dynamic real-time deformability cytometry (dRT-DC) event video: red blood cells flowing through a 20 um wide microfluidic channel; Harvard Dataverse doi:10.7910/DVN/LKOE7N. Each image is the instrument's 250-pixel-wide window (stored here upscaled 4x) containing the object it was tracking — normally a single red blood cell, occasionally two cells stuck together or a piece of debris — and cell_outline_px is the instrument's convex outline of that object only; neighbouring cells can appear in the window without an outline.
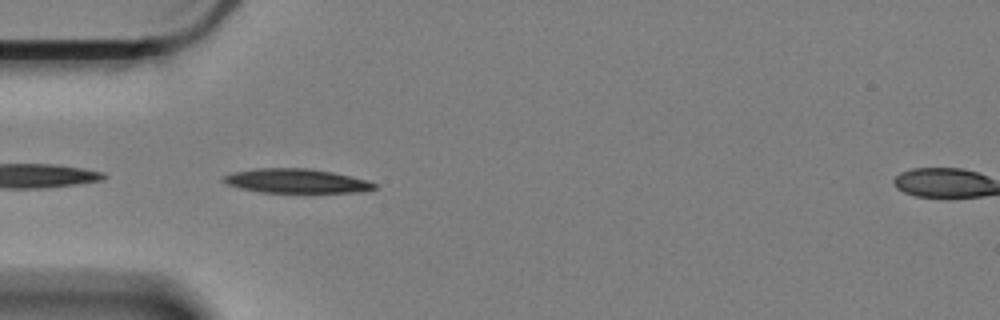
{"species": "Egyptian fruit bat (a non-hibernating species)", "species_latin": "Rousettus aegyptiacus", "temperature_condition": "cold", "stored_images_in_passage": 5, "camera_frame_rate_fps": 3000, "um_per_image_px": 0.085, "animal": {"sex": "female"}, "frame": {"image": 1, "passage_image": 2, "time_ms": 0.333, "image_size_px": [1000, 320], "cell_outline_px": [[376, 188], [356, 192], [260, 192], [240, 188], [228, 184], [220, 180], [224, 176], [232, 172], [256, 168], [308, 168], [332, 172], [364, 180], [376, 184]], "centroid_in_image_um": [25.1, 15.37], "position_along_channel_um": 59.9, "area_um2": 20.98}}